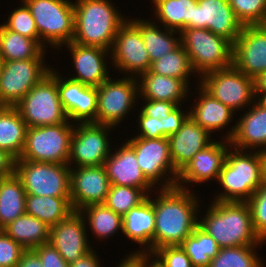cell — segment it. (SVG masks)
Masks as SVG:
<instances>
[{"label":"cell","instance_id":"obj_25","mask_svg":"<svg viewBox=\"0 0 266 267\" xmlns=\"http://www.w3.org/2000/svg\"><path fill=\"white\" fill-rule=\"evenodd\" d=\"M155 232V211L149 196L138 206L130 209L123 216L122 233L131 241L143 247L134 253L153 252V237Z\"/></svg>","mask_w":266,"mask_h":267},{"label":"cell","instance_id":"obj_56","mask_svg":"<svg viewBox=\"0 0 266 267\" xmlns=\"http://www.w3.org/2000/svg\"><path fill=\"white\" fill-rule=\"evenodd\" d=\"M255 103L266 109V91H255Z\"/></svg>","mask_w":266,"mask_h":267},{"label":"cell","instance_id":"obj_53","mask_svg":"<svg viewBox=\"0 0 266 267\" xmlns=\"http://www.w3.org/2000/svg\"><path fill=\"white\" fill-rule=\"evenodd\" d=\"M98 253L93 249L82 258L69 264V267H102Z\"/></svg>","mask_w":266,"mask_h":267},{"label":"cell","instance_id":"obj_16","mask_svg":"<svg viewBox=\"0 0 266 267\" xmlns=\"http://www.w3.org/2000/svg\"><path fill=\"white\" fill-rule=\"evenodd\" d=\"M185 28L208 29L234 44L244 25L236 17L229 0H198L193 8V19Z\"/></svg>","mask_w":266,"mask_h":267},{"label":"cell","instance_id":"obj_58","mask_svg":"<svg viewBox=\"0 0 266 267\" xmlns=\"http://www.w3.org/2000/svg\"><path fill=\"white\" fill-rule=\"evenodd\" d=\"M263 159H264V171L266 175V148L262 151Z\"/></svg>","mask_w":266,"mask_h":267},{"label":"cell","instance_id":"obj_26","mask_svg":"<svg viewBox=\"0 0 266 267\" xmlns=\"http://www.w3.org/2000/svg\"><path fill=\"white\" fill-rule=\"evenodd\" d=\"M139 98L144 100H162L181 105L188 97L189 85L182 79L152 73L149 70L137 78Z\"/></svg>","mask_w":266,"mask_h":267},{"label":"cell","instance_id":"obj_40","mask_svg":"<svg viewBox=\"0 0 266 267\" xmlns=\"http://www.w3.org/2000/svg\"><path fill=\"white\" fill-rule=\"evenodd\" d=\"M243 25H266V0H229Z\"/></svg>","mask_w":266,"mask_h":267},{"label":"cell","instance_id":"obj_55","mask_svg":"<svg viewBox=\"0 0 266 267\" xmlns=\"http://www.w3.org/2000/svg\"><path fill=\"white\" fill-rule=\"evenodd\" d=\"M255 91H266V71L255 79Z\"/></svg>","mask_w":266,"mask_h":267},{"label":"cell","instance_id":"obj_15","mask_svg":"<svg viewBox=\"0 0 266 267\" xmlns=\"http://www.w3.org/2000/svg\"><path fill=\"white\" fill-rule=\"evenodd\" d=\"M112 66L119 73L136 77L149 70L151 60L141 32L127 20L118 30L110 50Z\"/></svg>","mask_w":266,"mask_h":267},{"label":"cell","instance_id":"obj_18","mask_svg":"<svg viewBox=\"0 0 266 267\" xmlns=\"http://www.w3.org/2000/svg\"><path fill=\"white\" fill-rule=\"evenodd\" d=\"M228 147H231L229 140L221 138L220 142V140L215 139L203 150L196 153L192 160L178 173L176 187L190 190L186 186L189 183L201 184L210 180L217 181L229 150Z\"/></svg>","mask_w":266,"mask_h":267},{"label":"cell","instance_id":"obj_35","mask_svg":"<svg viewBox=\"0 0 266 267\" xmlns=\"http://www.w3.org/2000/svg\"><path fill=\"white\" fill-rule=\"evenodd\" d=\"M85 219L87 227L98 241L107 239L119 231L122 232L123 216L103 204L89 205L79 211Z\"/></svg>","mask_w":266,"mask_h":267},{"label":"cell","instance_id":"obj_31","mask_svg":"<svg viewBox=\"0 0 266 267\" xmlns=\"http://www.w3.org/2000/svg\"><path fill=\"white\" fill-rule=\"evenodd\" d=\"M25 211L30 216L38 218L49 227L67 218L74 209L71 197H49L26 194Z\"/></svg>","mask_w":266,"mask_h":267},{"label":"cell","instance_id":"obj_51","mask_svg":"<svg viewBox=\"0 0 266 267\" xmlns=\"http://www.w3.org/2000/svg\"><path fill=\"white\" fill-rule=\"evenodd\" d=\"M16 158L8 151L0 149V177L5 178L15 174Z\"/></svg>","mask_w":266,"mask_h":267},{"label":"cell","instance_id":"obj_23","mask_svg":"<svg viewBox=\"0 0 266 267\" xmlns=\"http://www.w3.org/2000/svg\"><path fill=\"white\" fill-rule=\"evenodd\" d=\"M103 165L110 185L140 188L148 195L155 192L151 189L156 187H153L154 185L141 171L135 151L127 142L124 141L120 148H116L114 152H111Z\"/></svg>","mask_w":266,"mask_h":267},{"label":"cell","instance_id":"obj_7","mask_svg":"<svg viewBox=\"0 0 266 267\" xmlns=\"http://www.w3.org/2000/svg\"><path fill=\"white\" fill-rule=\"evenodd\" d=\"M27 127L57 125L69 119L63 109L57 87V71L37 83L15 106Z\"/></svg>","mask_w":266,"mask_h":267},{"label":"cell","instance_id":"obj_57","mask_svg":"<svg viewBox=\"0 0 266 267\" xmlns=\"http://www.w3.org/2000/svg\"><path fill=\"white\" fill-rule=\"evenodd\" d=\"M117 267H137L128 257L121 260Z\"/></svg>","mask_w":266,"mask_h":267},{"label":"cell","instance_id":"obj_47","mask_svg":"<svg viewBox=\"0 0 266 267\" xmlns=\"http://www.w3.org/2000/svg\"><path fill=\"white\" fill-rule=\"evenodd\" d=\"M182 105H178L172 110L169 115L161 118L162 120V138H168L175 134L182 126V124L189 117V112H185Z\"/></svg>","mask_w":266,"mask_h":267},{"label":"cell","instance_id":"obj_22","mask_svg":"<svg viewBox=\"0 0 266 267\" xmlns=\"http://www.w3.org/2000/svg\"><path fill=\"white\" fill-rule=\"evenodd\" d=\"M247 109L225 137L220 138L229 140L235 149L262 152L266 148V109L255 102Z\"/></svg>","mask_w":266,"mask_h":267},{"label":"cell","instance_id":"obj_52","mask_svg":"<svg viewBox=\"0 0 266 267\" xmlns=\"http://www.w3.org/2000/svg\"><path fill=\"white\" fill-rule=\"evenodd\" d=\"M126 257H128L137 267H163L160 262L149 253L132 252L129 256L126 255Z\"/></svg>","mask_w":266,"mask_h":267},{"label":"cell","instance_id":"obj_19","mask_svg":"<svg viewBox=\"0 0 266 267\" xmlns=\"http://www.w3.org/2000/svg\"><path fill=\"white\" fill-rule=\"evenodd\" d=\"M110 187L104 165L74 167L70 172V195L74 211L103 204Z\"/></svg>","mask_w":266,"mask_h":267},{"label":"cell","instance_id":"obj_49","mask_svg":"<svg viewBox=\"0 0 266 267\" xmlns=\"http://www.w3.org/2000/svg\"><path fill=\"white\" fill-rule=\"evenodd\" d=\"M33 251L41 260L42 267H69V264L50 243L42 244Z\"/></svg>","mask_w":266,"mask_h":267},{"label":"cell","instance_id":"obj_2","mask_svg":"<svg viewBox=\"0 0 266 267\" xmlns=\"http://www.w3.org/2000/svg\"><path fill=\"white\" fill-rule=\"evenodd\" d=\"M203 215L198 225L215 239L220 248L265 245L254 231L247 202L212 200Z\"/></svg>","mask_w":266,"mask_h":267},{"label":"cell","instance_id":"obj_43","mask_svg":"<svg viewBox=\"0 0 266 267\" xmlns=\"http://www.w3.org/2000/svg\"><path fill=\"white\" fill-rule=\"evenodd\" d=\"M247 203L251 210L254 231L266 242V179Z\"/></svg>","mask_w":266,"mask_h":267},{"label":"cell","instance_id":"obj_9","mask_svg":"<svg viewBox=\"0 0 266 267\" xmlns=\"http://www.w3.org/2000/svg\"><path fill=\"white\" fill-rule=\"evenodd\" d=\"M198 83L213 98L235 113L255 102V80L240 72L234 65L206 73Z\"/></svg>","mask_w":266,"mask_h":267},{"label":"cell","instance_id":"obj_38","mask_svg":"<svg viewBox=\"0 0 266 267\" xmlns=\"http://www.w3.org/2000/svg\"><path fill=\"white\" fill-rule=\"evenodd\" d=\"M258 246H235L220 248L208 267H264L256 252Z\"/></svg>","mask_w":266,"mask_h":267},{"label":"cell","instance_id":"obj_32","mask_svg":"<svg viewBox=\"0 0 266 267\" xmlns=\"http://www.w3.org/2000/svg\"><path fill=\"white\" fill-rule=\"evenodd\" d=\"M44 50L34 39L0 25V56L2 61L45 59Z\"/></svg>","mask_w":266,"mask_h":267},{"label":"cell","instance_id":"obj_36","mask_svg":"<svg viewBox=\"0 0 266 267\" xmlns=\"http://www.w3.org/2000/svg\"><path fill=\"white\" fill-rule=\"evenodd\" d=\"M181 247L190 258L194 267H208L210 261L214 258L220 250L215 239L210 236L199 225L195 228L193 233L188 236Z\"/></svg>","mask_w":266,"mask_h":267},{"label":"cell","instance_id":"obj_24","mask_svg":"<svg viewBox=\"0 0 266 267\" xmlns=\"http://www.w3.org/2000/svg\"><path fill=\"white\" fill-rule=\"evenodd\" d=\"M211 137L212 134L189 116L181 128L168 137L174 169L179 173L196 153L214 141Z\"/></svg>","mask_w":266,"mask_h":267},{"label":"cell","instance_id":"obj_4","mask_svg":"<svg viewBox=\"0 0 266 267\" xmlns=\"http://www.w3.org/2000/svg\"><path fill=\"white\" fill-rule=\"evenodd\" d=\"M265 179L262 152L231 146L217 180L224 191H219L212 200L247 202Z\"/></svg>","mask_w":266,"mask_h":267},{"label":"cell","instance_id":"obj_59","mask_svg":"<svg viewBox=\"0 0 266 267\" xmlns=\"http://www.w3.org/2000/svg\"><path fill=\"white\" fill-rule=\"evenodd\" d=\"M1 64H2V59H1V56H0V68H1Z\"/></svg>","mask_w":266,"mask_h":267},{"label":"cell","instance_id":"obj_34","mask_svg":"<svg viewBox=\"0 0 266 267\" xmlns=\"http://www.w3.org/2000/svg\"><path fill=\"white\" fill-rule=\"evenodd\" d=\"M155 21L167 29L181 32L193 19L198 0H152Z\"/></svg>","mask_w":266,"mask_h":267},{"label":"cell","instance_id":"obj_3","mask_svg":"<svg viewBox=\"0 0 266 267\" xmlns=\"http://www.w3.org/2000/svg\"><path fill=\"white\" fill-rule=\"evenodd\" d=\"M111 0L74 1L72 42L111 50L119 28L128 20Z\"/></svg>","mask_w":266,"mask_h":267},{"label":"cell","instance_id":"obj_5","mask_svg":"<svg viewBox=\"0 0 266 267\" xmlns=\"http://www.w3.org/2000/svg\"><path fill=\"white\" fill-rule=\"evenodd\" d=\"M180 35L192 69L198 73L197 80L206 73L233 65V44L228 39L200 28H184Z\"/></svg>","mask_w":266,"mask_h":267},{"label":"cell","instance_id":"obj_54","mask_svg":"<svg viewBox=\"0 0 266 267\" xmlns=\"http://www.w3.org/2000/svg\"><path fill=\"white\" fill-rule=\"evenodd\" d=\"M17 267H42V263L33 250H26L22 254Z\"/></svg>","mask_w":266,"mask_h":267},{"label":"cell","instance_id":"obj_45","mask_svg":"<svg viewBox=\"0 0 266 267\" xmlns=\"http://www.w3.org/2000/svg\"><path fill=\"white\" fill-rule=\"evenodd\" d=\"M151 255L163 267H194L181 245L160 247L154 250Z\"/></svg>","mask_w":266,"mask_h":267},{"label":"cell","instance_id":"obj_11","mask_svg":"<svg viewBox=\"0 0 266 267\" xmlns=\"http://www.w3.org/2000/svg\"><path fill=\"white\" fill-rule=\"evenodd\" d=\"M116 79L109 77L97 87L96 123L114 128L120 126L126 114L129 115L139 100L136 77L125 74L123 78Z\"/></svg>","mask_w":266,"mask_h":267},{"label":"cell","instance_id":"obj_1","mask_svg":"<svg viewBox=\"0 0 266 267\" xmlns=\"http://www.w3.org/2000/svg\"><path fill=\"white\" fill-rule=\"evenodd\" d=\"M152 200L155 211L153 251L165 246L181 245L199 224V197L178 187L157 189ZM197 196V197H196Z\"/></svg>","mask_w":266,"mask_h":267},{"label":"cell","instance_id":"obj_39","mask_svg":"<svg viewBox=\"0 0 266 267\" xmlns=\"http://www.w3.org/2000/svg\"><path fill=\"white\" fill-rule=\"evenodd\" d=\"M148 196L140 188L110 185L104 204L115 213L124 216L130 209L141 204Z\"/></svg>","mask_w":266,"mask_h":267},{"label":"cell","instance_id":"obj_44","mask_svg":"<svg viewBox=\"0 0 266 267\" xmlns=\"http://www.w3.org/2000/svg\"><path fill=\"white\" fill-rule=\"evenodd\" d=\"M97 87L85 85L79 92L76 103V124L96 123Z\"/></svg>","mask_w":266,"mask_h":267},{"label":"cell","instance_id":"obj_12","mask_svg":"<svg viewBox=\"0 0 266 267\" xmlns=\"http://www.w3.org/2000/svg\"><path fill=\"white\" fill-rule=\"evenodd\" d=\"M126 142L134 149L141 171L154 186L157 184L158 188L176 186L178 172L174 169L170 158L168 138L132 137Z\"/></svg>","mask_w":266,"mask_h":267},{"label":"cell","instance_id":"obj_21","mask_svg":"<svg viewBox=\"0 0 266 267\" xmlns=\"http://www.w3.org/2000/svg\"><path fill=\"white\" fill-rule=\"evenodd\" d=\"M61 47L69 48L74 72L76 71V74L70 75L69 79L87 86L98 87L110 77L108 72L110 69L108 70L106 62L110 56L109 50L75 42L67 43Z\"/></svg>","mask_w":266,"mask_h":267},{"label":"cell","instance_id":"obj_50","mask_svg":"<svg viewBox=\"0 0 266 267\" xmlns=\"http://www.w3.org/2000/svg\"><path fill=\"white\" fill-rule=\"evenodd\" d=\"M177 105L173 102L162 100H145L142 108L139 109L138 115H148L153 118L161 119L169 115Z\"/></svg>","mask_w":266,"mask_h":267},{"label":"cell","instance_id":"obj_30","mask_svg":"<svg viewBox=\"0 0 266 267\" xmlns=\"http://www.w3.org/2000/svg\"><path fill=\"white\" fill-rule=\"evenodd\" d=\"M27 128L15 107L0 106V149L19 159L25 146Z\"/></svg>","mask_w":266,"mask_h":267},{"label":"cell","instance_id":"obj_6","mask_svg":"<svg viewBox=\"0 0 266 267\" xmlns=\"http://www.w3.org/2000/svg\"><path fill=\"white\" fill-rule=\"evenodd\" d=\"M31 12L39 34V45L45 50L61 49L74 38V3L72 0H20ZM49 43V44H48Z\"/></svg>","mask_w":266,"mask_h":267},{"label":"cell","instance_id":"obj_33","mask_svg":"<svg viewBox=\"0 0 266 267\" xmlns=\"http://www.w3.org/2000/svg\"><path fill=\"white\" fill-rule=\"evenodd\" d=\"M26 192L21 179L13 174L0 180V229L25 214Z\"/></svg>","mask_w":266,"mask_h":267},{"label":"cell","instance_id":"obj_48","mask_svg":"<svg viewBox=\"0 0 266 267\" xmlns=\"http://www.w3.org/2000/svg\"><path fill=\"white\" fill-rule=\"evenodd\" d=\"M137 130L135 137H142L147 139L162 138V120L150 117L148 115H138Z\"/></svg>","mask_w":266,"mask_h":267},{"label":"cell","instance_id":"obj_28","mask_svg":"<svg viewBox=\"0 0 266 267\" xmlns=\"http://www.w3.org/2000/svg\"><path fill=\"white\" fill-rule=\"evenodd\" d=\"M140 32L151 62L175 50L181 44L180 32L163 28L150 19H128ZM160 26V27H159ZM179 35L176 36L175 35Z\"/></svg>","mask_w":266,"mask_h":267},{"label":"cell","instance_id":"obj_20","mask_svg":"<svg viewBox=\"0 0 266 267\" xmlns=\"http://www.w3.org/2000/svg\"><path fill=\"white\" fill-rule=\"evenodd\" d=\"M87 225L79 211L50 227L49 243L70 264L93 250L87 235Z\"/></svg>","mask_w":266,"mask_h":267},{"label":"cell","instance_id":"obj_14","mask_svg":"<svg viewBox=\"0 0 266 267\" xmlns=\"http://www.w3.org/2000/svg\"><path fill=\"white\" fill-rule=\"evenodd\" d=\"M114 127L98 123L75 124L71 140L68 165L75 167L99 166L111 154L109 133ZM72 163V164H71Z\"/></svg>","mask_w":266,"mask_h":267},{"label":"cell","instance_id":"obj_17","mask_svg":"<svg viewBox=\"0 0 266 267\" xmlns=\"http://www.w3.org/2000/svg\"><path fill=\"white\" fill-rule=\"evenodd\" d=\"M233 65L254 80L266 71V25H244L233 44Z\"/></svg>","mask_w":266,"mask_h":267},{"label":"cell","instance_id":"obj_29","mask_svg":"<svg viewBox=\"0 0 266 267\" xmlns=\"http://www.w3.org/2000/svg\"><path fill=\"white\" fill-rule=\"evenodd\" d=\"M2 230L26 250L47 244L50 239V227L27 213L8 223Z\"/></svg>","mask_w":266,"mask_h":267},{"label":"cell","instance_id":"obj_10","mask_svg":"<svg viewBox=\"0 0 266 267\" xmlns=\"http://www.w3.org/2000/svg\"><path fill=\"white\" fill-rule=\"evenodd\" d=\"M68 164L16 160L15 174L26 194L49 197H71Z\"/></svg>","mask_w":266,"mask_h":267},{"label":"cell","instance_id":"obj_8","mask_svg":"<svg viewBox=\"0 0 266 267\" xmlns=\"http://www.w3.org/2000/svg\"><path fill=\"white\" fill-rule=\"evenodd\" d=\"M71 123L68 120L57 125L28 127L23 152L16 160L68 164L75 127Z\"/></svg>","mask_w":266,"mask_h":267},{"label":"cell","instance_id":"obj_27","mask_svg":"<svg viewBox=\"0 0 266 267\" xmlns=\"http://www.w3.org/2000/svg\"><path fill=\"white\" fill-rule=\"evenodd\" d=\"M198 86L197 102L192 104L189 116L210 134L215 131L224 130L225 126L234 122L235 112L229 107L213 98L201 86ZM234 115V116H233Z\"/></svg>","mask_w":266,"mask_h":267},{"label":"cell","instance_id":"obj_37","mask_svg":"<svg viewBox=\"0 0 266 267\" xmlns=\"http://www.w3.org/2000/svg\"><path fill=\"white\" fill-rule=\"evenodd\" d=\"M149 71L167 77L182 79L187 85H190L192 74L195 77L194 70L190 64L189 56L180 44L175 50L151 62Z\"/></svg>","mask_w":266,"mask_h":267},{"label":"cell","instance_id":"obj_46","mask_svg":"<svg viewBox=\"0 0 266 267\" xmlns=\"http://www.w3.org/2000/svg\"><path fill=\"white\" fill-rule=\"evenodd\" d=\"M25 251L26 249L0 229V266H17Z\"/></svg>","mask_w":266,"mask_h":267},{"label":"cell","instance_id":"obj_41","mask_svg":"<svg viewBox=\"0 0 266 267\" xmlns=\"http://www.w3.org/2000/svg\"><path fill=\"white\" fill-rule=\"evenodd\" d=\"M15 10L11 12L4 24L6 29L19 33L23 36L34 39L39 44V34L37 31L36 23L27 5L21 1Z\"/></svg>","mask_w":266,"mask_h":267},{"label":"cell","instance_id":"obj_42","mask_svg":"<svg viewBox=\"0 0 266 267\" xmlns=\"http://www.w3.org/2000/svg\"><path fill=\"white\" fill-rule=\"evenodd\" d=\"M63 78L62 74L57 72V87L59 92V98L63 106L64 111L70 122L76 123V103L78 98V92L85 86L84 84L69 79Z\"/></svg>","mask_w":266,"mask_h":267},{"label":"cell","instance_id":"obj_13","mask_svg":"<svg viewBox=\"0 0 266 267\" xmlns=\"http://www.w3.org/2000/svg\"><path fill=\"white\" fill-rule=\"evenodd\" d=\"M44 59L2 61L0 106L14 107L51 70Z\"/></svg>","mask_w":266,"mask_h":267}]
</instances>
